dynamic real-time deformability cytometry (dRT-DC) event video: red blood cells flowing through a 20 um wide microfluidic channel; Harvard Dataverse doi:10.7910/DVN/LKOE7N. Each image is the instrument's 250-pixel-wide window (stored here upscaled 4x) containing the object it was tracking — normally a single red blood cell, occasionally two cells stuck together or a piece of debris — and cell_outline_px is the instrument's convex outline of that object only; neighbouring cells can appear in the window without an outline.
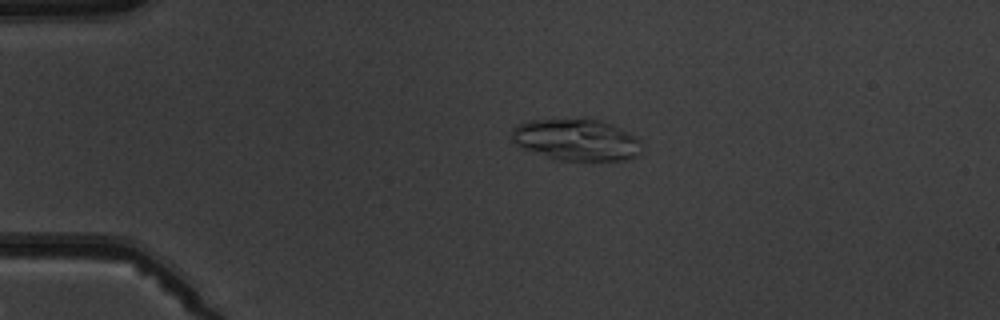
{"species": "common noctule bat (a hibernating species)", "species_latin": "Nyctalus noctula", "temperature_condition": "warm", "stored_images_in_passage": 4, "camera_frame_rate_fps": 3000, "um_per_image_px": 0.085, "animal": {"sex": "male", "body_mass_g": 19.5, "forearm_length_mm": 54.6}, "frame": {"image": 1, "passage_image": 3, "time_ms": 3.0, "image_size_px": [1000, 320], "cell_outline_px": [[640, 152], [636, 156], [624, 160], [552, 160], [520, 148], [512, 140], [508, 132], [516, 124], [528, 120], [580, 116], [600, 120], [612, 124], [620, 128], [632, 136], [636, 140]], "centroid_in_image_um": [48.83, 11.84], "position_along_channel_um": 36.2, "area_um2": 32.37}}